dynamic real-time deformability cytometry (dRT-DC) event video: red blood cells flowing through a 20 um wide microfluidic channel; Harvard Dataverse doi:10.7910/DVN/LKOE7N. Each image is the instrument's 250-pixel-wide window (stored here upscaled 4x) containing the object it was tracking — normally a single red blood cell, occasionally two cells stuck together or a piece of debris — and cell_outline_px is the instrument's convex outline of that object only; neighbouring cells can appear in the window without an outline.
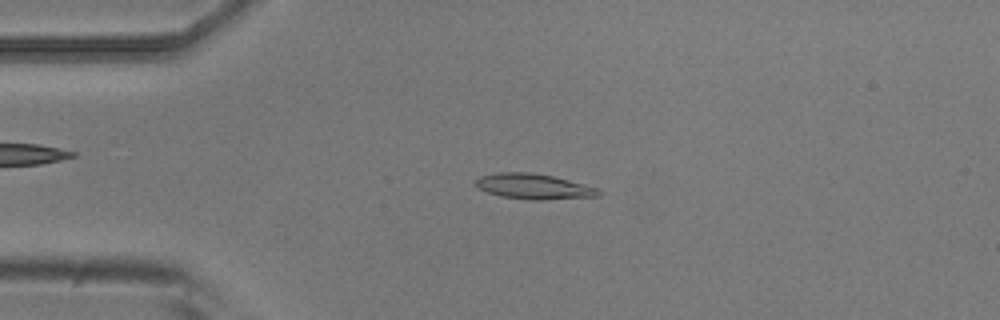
{"species": "common noctule bat (a hibernating species)", "species_latin": "Nyctalus noctula", "temperature_condition": "room temperature", "stored_images_in_passage": 4, "camera_frame_rate_fps": 3000, "um_per_image_px": 0.085, "animal": {"sex": "male", "body_mass_g": 20.5, "forearm_length_mm": 52.5}, "frame": {"image": 1, "passage_image": 3, "time_ms": 0.667, "image_size_px": [1000, 320], "cell_outline_px": [[604, 192], [600, 196], [548, 200], [532, 200], [500, 196], [488, 192], [480, 188], [476, 184], [476, 180], [480, 176], [496, 172], [528, 172], [552, 176], [600, 188]], "centroid_in_image_um": [45.44, 15.86], "position_along_channel_um": 39.6, "area_um2": 18.26}}